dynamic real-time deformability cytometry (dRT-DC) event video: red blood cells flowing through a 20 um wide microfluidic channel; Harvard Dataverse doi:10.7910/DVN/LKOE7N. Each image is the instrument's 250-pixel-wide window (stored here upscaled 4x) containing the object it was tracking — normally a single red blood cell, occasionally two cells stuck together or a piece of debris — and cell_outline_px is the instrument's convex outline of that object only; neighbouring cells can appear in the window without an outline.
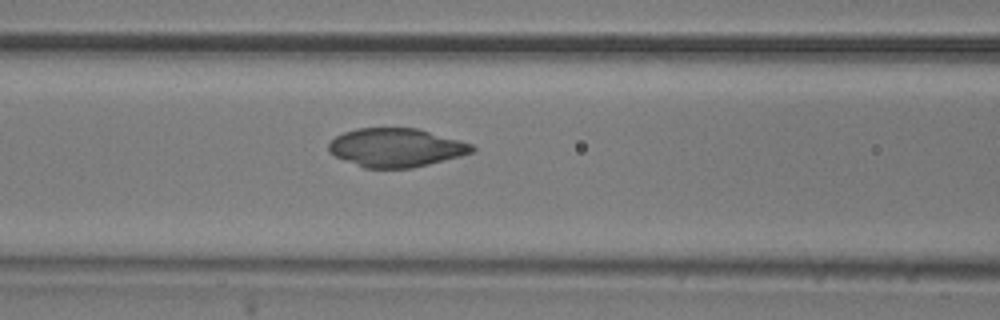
{"species": "common noctule bat (a hibernating species)", "species_latin": "Nyctalus noctula", "temperature_condition": "room temperature", "stored_images_in_passage": 36, "camera_frame_rate_fps": 3000, "um_per_image_px": 0.085, "animal": {"sex": "male", "body_mass_g": 20.5, "forearm_length_mm": 52.5}, "frame": {"image": 1, "passage_image": 6, "time_ms": 1.667, "image_size_px": [1000, 320], "cell_outline_px": [[476, 152], [412, 168], [364, 168], [344, 160], [328, 152], [328, 144], [336, 136], [344, 132], [356, 128], [416, 128], [460, 140], [472, 144], [476, 148]], "centroid_in_image_um": [33.67, 12.55], "position_along_channel_um": 132.9, "area_um2": 32.25}}
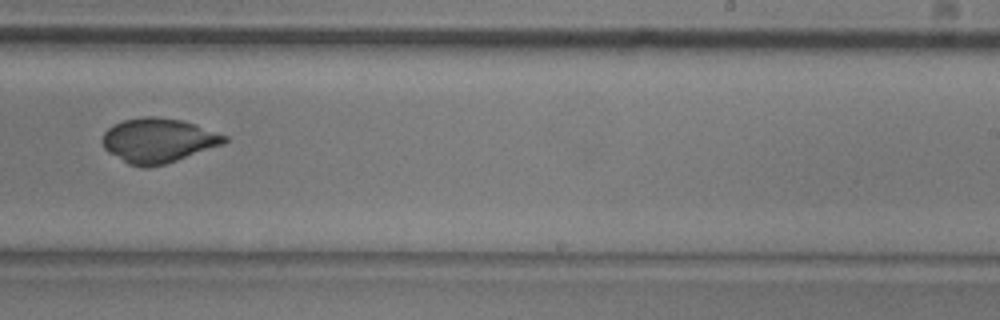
{"frame": {"image": 2, "passage_image": 17, "time_ms": 5.333, "image_size_px": [1000, 320], "cell_outline_px": [[228, 140], [224, 144], [164, 164], [148, 168], [144, 168], [128, 164], [108, 152], [104, 148], [104, 132], [112, 124], [124, 120], [144, 116], [156, 116], [180, 120], [196, 124], [228, 136]], "centroid_in_image_um": [13.45, 11.93], "position_along_channel_um": 275.5, "area_um2": 31.56}}
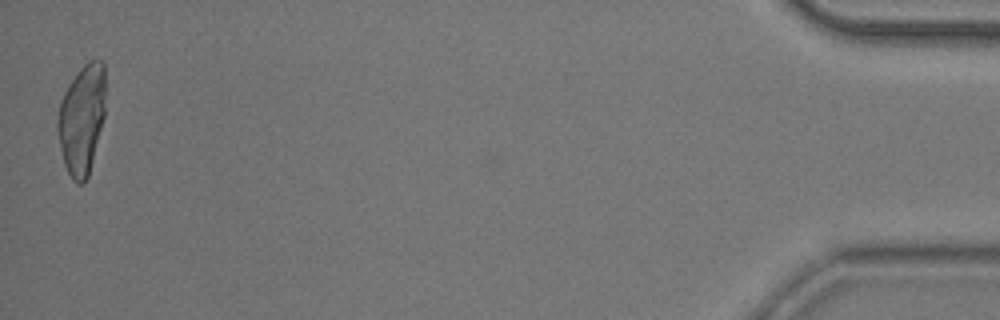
{"frame": {"image": 3, "passage_image": 36, "time_ms": 11.667, "image_size_px": [1000, 320], "cell_outline_px": [[104, 116], [88, 176], [84, 184], [76, 184], [72, 180], [64, 164], [60, 148], [56, 128], [56, 120], [60, 100], [68, 84], [76, 72], [88, 60], [96, 56], [104, 60]], "centroid_in_image_um": [6.93, 10.09], "position_along_channel_um": 428.3, "area_um2": 30.98}}